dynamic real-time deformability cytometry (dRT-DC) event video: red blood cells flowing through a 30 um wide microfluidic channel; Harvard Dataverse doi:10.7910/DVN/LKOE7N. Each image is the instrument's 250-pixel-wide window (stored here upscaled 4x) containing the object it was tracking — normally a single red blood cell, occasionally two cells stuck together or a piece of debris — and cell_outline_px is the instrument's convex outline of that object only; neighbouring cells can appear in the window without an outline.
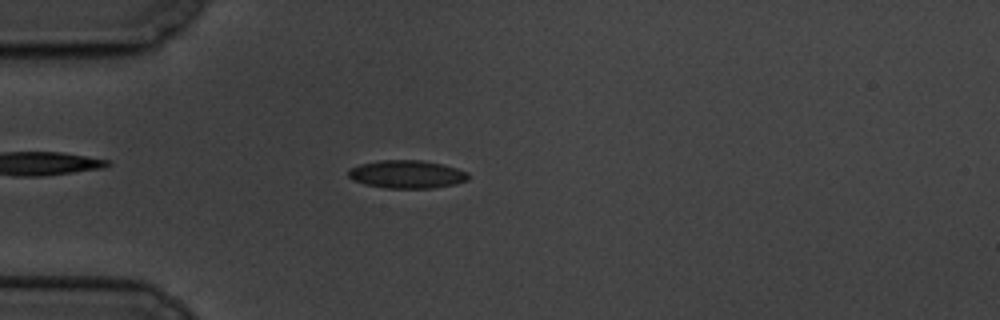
{"species": "common noctule bat (a hibernating species)", "species_latin": "Nyctalus noctula", "temperature_condition": "cold", "stored_images_in_passage": 4, "camera_frame_rate_fps": 3000, "um_per_image_px": 0.085, "animal": {"sex": "male", "body_mass_g": 19.5, "forearm_length_mm": 54.6}, "frame": {"image": 1, "passage_image": 4, "time_ms": 3.333, "image_size_px": [1000, 320], "cell_outline_px": [[468, 180], [456, 184], [432, 188], [384, 188], [364, 184], [352, 180], [348, 176], [348, 168], [360, 164], [380, 160], [420, 160], [444, 164], [468, 172]], "centroid_in_image_um": [34.56, 14.81], "position_along_channel_um": 50.4, "area_um2": 19.77}}